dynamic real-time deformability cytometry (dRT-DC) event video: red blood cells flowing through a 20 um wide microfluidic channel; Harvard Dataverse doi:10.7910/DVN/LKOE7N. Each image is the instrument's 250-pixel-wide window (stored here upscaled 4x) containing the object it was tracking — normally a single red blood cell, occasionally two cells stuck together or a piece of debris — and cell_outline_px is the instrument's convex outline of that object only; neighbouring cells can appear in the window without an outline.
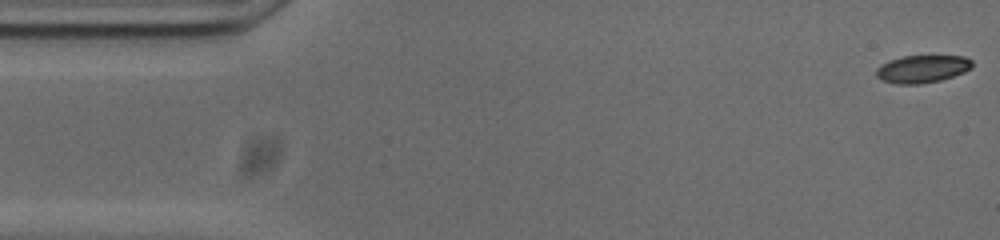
{"species": "common noctule bat (a hibernating species)", "species_latin": "Nyctalus noctula", "temperature_condition": "cold", "stored_images_in_passage": 54, "camera_frame_rate_fps": 3000, "um_per_image_px": 0.085, "animal": {"sex": "male", "body_mass_g": 20.0, "forearm_length_mm": 53.3}, "frame": {"image": 1, "passage_image": 1, "time_ms": 0.0, "image_size_px": [1000, 240], "cell_outline_px": [[972, 68], [964, 72], [940, 80], [920, 84], [900, 84], [884, 80], [876, 76], [876, 68], [880, 64], [888, 60], [904, 56], [964, 56], [972, 60]], "centroid_in_image_um": [78.39, 5.85], "position_along_channel_um": 6.6, "area_um2": 15.37}}
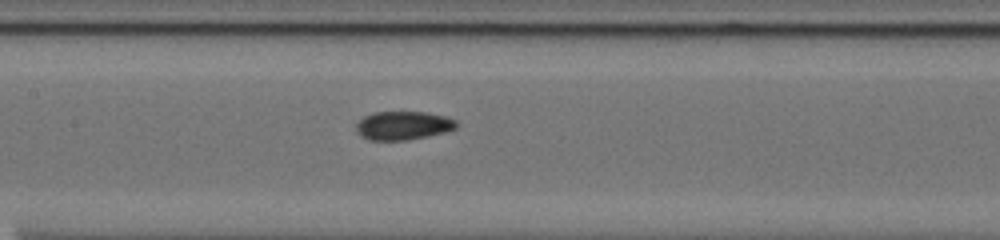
{"frame": {"image": 2, "passage_image": 24, "time_ms": 7.667, "image_size_px": [1000, 240], "cell_outline_px": [[460, 124], [456, 128], [444, 132], [428, 136], [408, 140], [368, 140], [360, 136], [356, 132], [356, 124], [364, 116], [372, 112], [428, 112], [444, 116], [456, 120]], "centroid_in_image_um": [34.26, 10.67], "position_along_channel_um": 173.1, "area_um2": 16.88}}
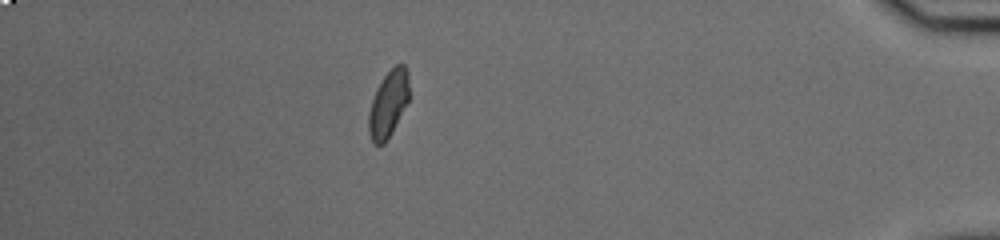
{"frame": {"image": 3, "passage_image": 47, "time_ms": 15.333, "image_size_px": [1000, 240], "cell_outline_px": [[408, 100], [392, 132], [384, 144], [372, 144], [368, 132], [368, 112], [376, 88], [384, 76], [396, 64], [404, 64], [408, 72]], "centroid_in_image_um": [32.98, 8.85], "position_along_channel_um": 402.2, "area_um2": 15.61}, "authors_computed_cell_mechanics": {"area_um2": 16.3574, "velocity_mm_per_s": 3.7234, "shape_relaxation_time_tau1_ms": 3.7351, "shape_relaxation_time_tau2_ms": 2.5524, "deformation_change_tau1": 0.111, "deformation_change_tau2": 0.0612}}